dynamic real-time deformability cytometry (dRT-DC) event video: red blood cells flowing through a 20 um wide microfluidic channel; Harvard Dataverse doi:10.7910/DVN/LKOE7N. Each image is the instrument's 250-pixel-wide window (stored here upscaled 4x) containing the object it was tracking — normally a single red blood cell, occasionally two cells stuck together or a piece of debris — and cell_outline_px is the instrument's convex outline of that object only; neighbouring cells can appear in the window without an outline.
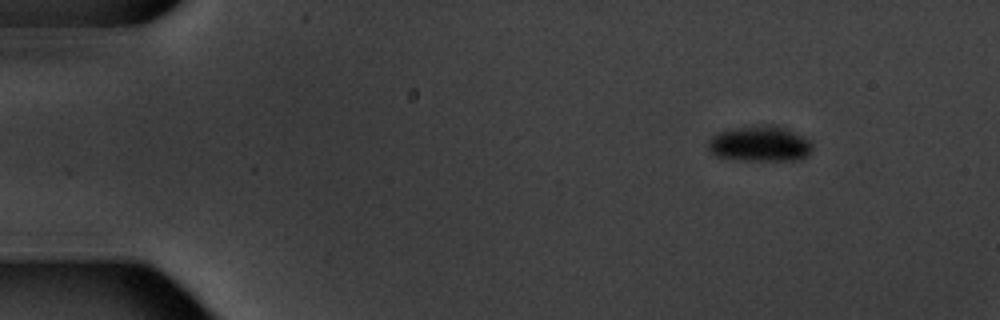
{"species": "common noctule bat (a hibernating species)", "species_latin": "Nyctalus noctula", "temperature_condition": "warm", "stored_images_in_passage": 5, "camera_frame_rate_fps": 3000, "um_per_image_px": 0.085, "animal": {"sex": "male", "body_mass_g": 20.1, "forearm_length_mm": 53.5}, "frame": {"image": 1, "passage_image": 2, "time_ms": 1.0, "image_size_px": [1000, 320], "cell_outline_px": [[812, 148], [808, 156], [800, 160], [736, 160], [716, 156], [708, 148], [708, 140], [712, 136], [720, 132], [736, 128], [764, 124], [776, 124], [808, 140], [812, 144]], "centroid_in_image_um": [64.58, 12.23], "position_along_channel_um": 20.4, "area_um2": 21.5}}